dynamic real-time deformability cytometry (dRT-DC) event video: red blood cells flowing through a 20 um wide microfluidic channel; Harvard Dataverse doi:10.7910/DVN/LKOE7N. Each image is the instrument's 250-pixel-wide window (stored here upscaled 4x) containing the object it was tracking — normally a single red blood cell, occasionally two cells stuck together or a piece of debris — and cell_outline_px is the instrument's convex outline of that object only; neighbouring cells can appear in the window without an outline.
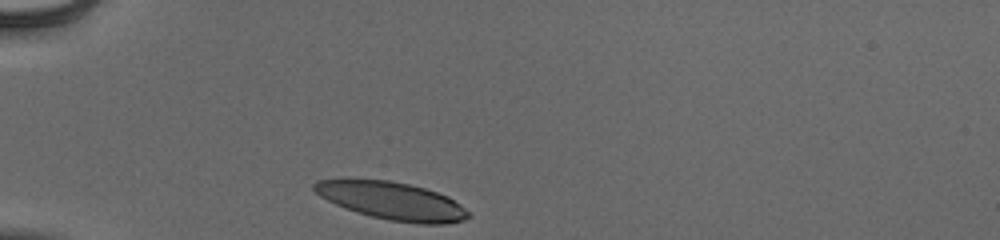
{"species": "human", "species_latin": "Homo sapiens", "temperature_condition": "cold", "stored_images_in_passage": 30, "camera_frame_rate_fps": 3000, "um_per_image_px": 0.085, "donor": {"sex": "male"}, "frame": {"image": 1, "passage_image": 1, "time_ms": 0.0, "image_size_px": [1000, 240], "cell_outline_px": [[472, 216], [464, 220], [444, 224], [416, 224], [388, 220], [356, 212], [344, 208], [320, 196], [312, 188], [312, 184], [316, 180], [344, 176], [388, 180], [408, 184], [424, 188], [448, 196], [460, 204]], "centroid_in_image_um": [33.23, 17.03], "position_along_channel_um": 51.8, "area_um2": 34.68}}
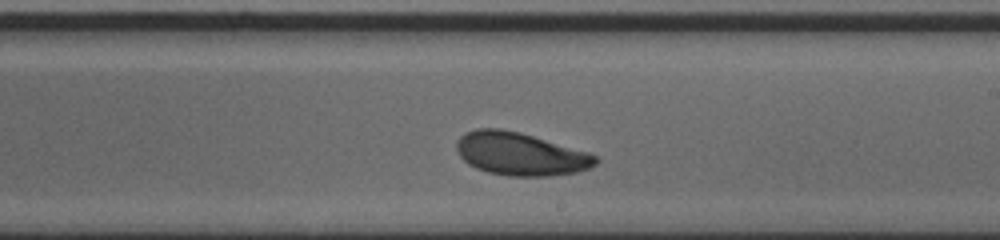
{"frame": {"image": 2, "passage_image": 18, "time_ms": 5.667, "image_size_px": [1000, 240], "cell_outline_px": [[600, 160], [596, 164], [588, 168], [576, 172], [552, 176], [508, 176], [488, 172], [476, 168], [468, 164], [460, 156], [456, 148], [456, 144], [460, 136], [464, 132], [476, 128], [500, 128], [520, 132], [588, 152], [596, 156]], "centroid_in_image_um": [44.21, 13.08], "position_along_channel_um": 244.8, "area_um2": 34.85}}
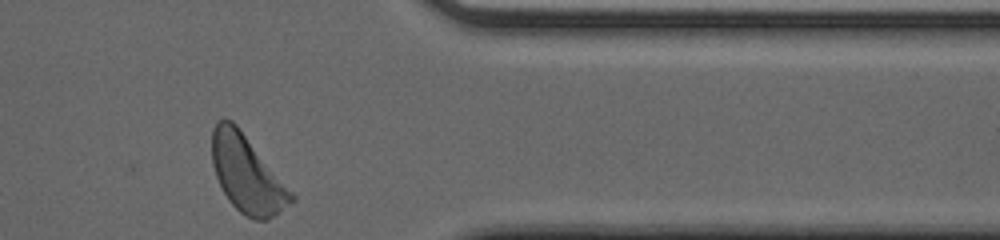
{"frame": {"image": 3, "passage_image": 30, "time_ms": 9.667, "image_size_px": [1000, 240], "cell_outline_px": [[296, 200], [268, 220], [256, 220], [244, 216], [228, 200], [216, 176], [212, 164], [212, 128], [216, 120], [224, 116], [232, 120], [236, 124], [296, 196]], "centroid_in_image_um": [20.98, 14.78], "position_along_channel_um": 390.4, "area_um2": 35.6}, "authors_computed_cell_mechanics": {"area_um2": 34.7089, "velocity_mm_per_s": 3.8794, "shape_relaxation_time_tau1_ms": 3.3535, "shape_relaxation_time_tau2_ms": null, "deformation_change_tau1": 0.1391, "deformation_change_tau2": null}}